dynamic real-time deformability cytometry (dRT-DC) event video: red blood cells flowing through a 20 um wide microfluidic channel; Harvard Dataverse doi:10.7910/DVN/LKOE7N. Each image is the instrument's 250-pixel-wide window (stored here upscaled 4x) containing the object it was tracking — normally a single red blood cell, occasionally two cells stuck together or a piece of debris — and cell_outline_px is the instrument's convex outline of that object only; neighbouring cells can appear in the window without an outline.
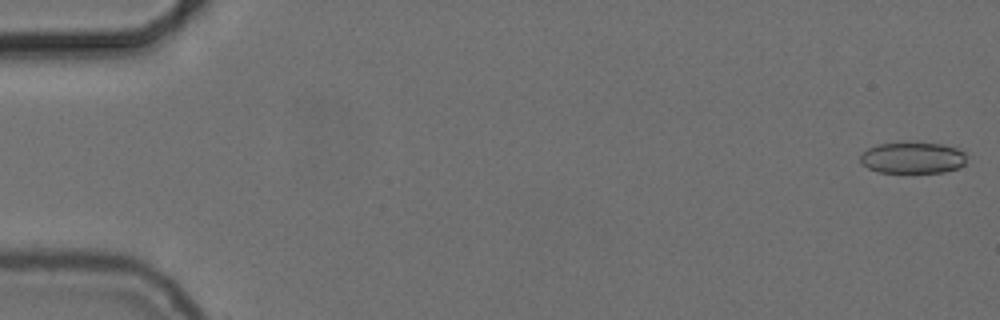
{"species": "common noctule bat (a hibernating species)", "species_latin": "Nyctalus noctula", "temperature_condition": "cold", "stored_images_in_passage": 55, "camera_frame_rate_fps": 3000, "um_per_image_px": 0.085, "animal": {"sex": "female", "body_mass_g": 24.6, "forearm_length_mm": 56.2}, "frame": {"image": 1, "passage_image": 1, "time_ms": 0.0, "image_size_px": [1000, 320], "cell_outline_px": [[964, 164], [960, 168], [944, 172], [880, 172], [868, 168], [860, 160], [860, 156], [868, 148], [876, 144], [944, 144], [956, 148], [964, 152]], "centroid_in_image_um": [77.58, 13.43], "position_along_channel_um": 7.4, "area_um2": 18.9}}
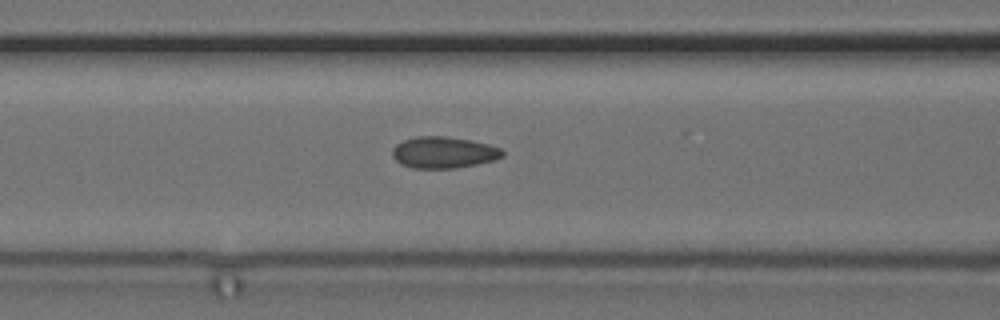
{"frame": {"image": 2, "passage_image": 23, "time_ms": 7.333, "image_size_px": [1000, 320], "cell_outline_px": [[504, 156], [492, 160], [476, 164], [456, 168], [412, 168], [400, 164], [392, 156], [392, 148], [396, 144], [404, 140], [416, 136], [444, 136], [472, 140], [488, 144], [500, 148], [504, 152]], "centroid_in_image_um": [37.68, 12.95], "position_along_channel_um": 128.9, "area_um2": 20.23}}
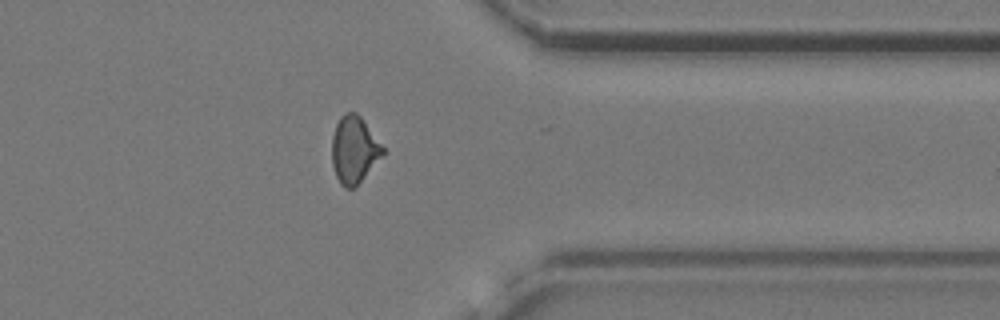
{"frame": {"image": 3, "passage_image": 44, "time_ms": 14.333, "image_size_px": [1000, 320], "cell_outline_px": [[384, 152], [360, 180], [352, 188], [344, 188], [340, 184], [336, 176], [332, 164], [332, 136], [336, 124], [340, 116], [344, 112], [356, 112], [360, 116], [384, 148]], "centroid_in_image_um": [30.05, 12.69], "position_along_channel_um": 381.3, "area_um2": 19.36}, "authors_computed_cell_mechanics": {"area_um2": 19.5364, "velocity_mm_per_s": 3.7268, "shape_relaxation_time_tau1_ms": null, "shape_relaxation_time_tau2_ms": 1.6239, "deformation_change_tau1": null, "deformation_change_tau2": 0.0699}}